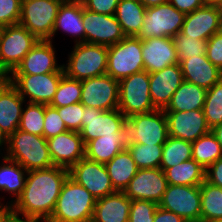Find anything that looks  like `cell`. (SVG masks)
I'll return each instance as SVG.
<instances>
[{"label":"cell","mask_w":222,"mask_h":222,"mask_svg":"<svg viewBox=\"0 0 222 222\" xmlns=\"http://www.w3.org/2000/svg\"><path fill=\"white\" fill-rule=\"evenodd\" d=\"M28 176V177H27ZM26 183L20 197L9 207V213L19 218L47 221L56 206L61 187L69 176V169L51 166L28 171Z\"/></svg>","instance_id":"cell-1"},{"label":"cell","mask_w":222,"mask_h":222,"mask_svg":"<svg viewBox=\"0 0 222 222\" xmlns=\"http://www.w3.org/2000/svg\"><path fill=\"white\" fill-rule=\"evenodd\" d=\"M96 198L69 176L64 181L55 209L46 222L92 221Z\"/></svg>","instance_id":"cell-2"},{"label":"cell","mask_w":222,"mask_h":222,"mask_svg":"<svg viewBox=\"0 0 222 222\" xmlns=\"http://www.w3.org/2000/svg\"><path fill=\"white\" fill-rule=\"evenodd\" d=\"M7 154L4 155L18 162L27 171L45 169L53 166L47 139L17 129L8 136Z\"/></svg>","instance_id":"cell-3"},{"label":"cell","mask_w":222,"mask_h":222,"mask_svg":"<svg viewBox=\"0 0 222 222\" xmlns=\"http://www.w3.org/2000/svg\"><path fill=\"white\" fill-rule=\"evenodd\" d=\"M69 56L68 63L63 64L64 74L75 80H84L106 74L108 47L105 45L76 43Z\"/></svg>","instance_id":"cell-4"},{"label":"cell","mask_w":222,"mask_h":222,"mask_svg":"<svg viewBox=\"0 0 222 222\" xmlns=\"http://www.w3.org/2000/svg\"><path fill=\"white\" fill-rule=\"evenodd\" d=\"M39 39L20 24L0 30V70L8 77Z\"/></svg>","instance_id":"cell-5"},{"label":"cell","mask_w":222,"mask_h":222,"mask_svg":"<svg viewBox=\"0 0 222 222\" xmlns=\"http://www.w3.org/2000/svg\"><path fill=\"white\" fill-rule=\"evenodd\" d=\"M144 71L142 40L126 36L120 42L108 46L106 74L120 81L134 73Z\"/></svg>","instance_id":"cell-6"},{"label":"cell","mask_w":222,"mask_h":222,"mask_svg":"<svg viewBox=\"0 0 222 222\" xmlns=\"http://www.w3.org/2000/svg\"><path fill=\"white\" fill-rule=\"evenodd\" d=\"M118 109L126 118L156 110L151 101L147 71L134 73L119 81Z\"/></svg>","instance_id":"cell-7"},{"label":"cell","mask_w":222,"mask_h":222,"mask_svg":"<svg viewBox=\"0 0 222 222\" xmlns=\"http://www.w3.org/2000/svg\"><path fill=\"white\" fill-rule=\"evenodd\" d=\"M64 0H22L19 24L39 40L52 39L57 12Z\"/></svg>","instance_id":"cell-8"},{"label":"cell","mask_w":222,"mask_h":222,"mask_svg":"<svg viewBox=\"0 0 222 222\" xmlns=\"http://www.w3.org/2000/svg\"><path fill=\"white\" fill-rule=\"evenodd\" d=\"M168 136V122L164 110L156 109L127 118V143L164 144Z\"/></svg>","instance_id":"cell-9"},{"label":"cell","mask_w":222,"mask_h":222,"mask_svg":"<svg viewBox=\"0 0 222 222\" xmlns=\"http://www.w3.org/2000/svg\"><path fill=\"white\" fill-rule=\"evenodd\" d=\"M186 14L167 2L146 8L143 25L137 35L141 40L158 37H174L181 31Z\"/></svg>","instance_id":"cell-10"},{"label":"cell","mask_w":222,"mask_h":222,"mask_svg":"<svg viewBox=\"0 0 222 222\" xmlns=\"http://www.w3.org/2000/svg\"><path fill=\"white\" fill-rule=\"evenodd\" d=\"M117 132H127V118L119 109L102 111L84 106L80 131L84 144Z\"/></svg>","instance_id":"cell-11"},{"label":"cell","mask_w":222,"mask_h":222,"mask_svg":"<svg viewBox=\"0 0 222 222\" xmlns=\"http://www.w3.org/2000/svg\"><path fill=\"white\" fill-rule=\"evenodd\" d=\"M200 186L168 184L158 206L179 215L187 222L200 221Z\"/></svg>","instance_id":"cell-12"},{"label":"cell","mask_w":222,"mask_h":222,"mask_svg":"<svg viewBox=\"0 0 222 222\" xmlns=\"http://www.w3.org/2000/svg\"><path fill=\"white\" fill-rule=\"evenodd\" d=\"M64 73L37 75H11L7 79L17 89L20 96L29 97L30 103L50 105Z\"/></svg>","instance_id":"cell-13"},{"label":"cell","mask_w":222,"mask_h":222,"mask_svg":"<svg viewBox=\"0 0 222 222\" xmlns=\"http://www.w3.org/2000/svg\"><path fill=\"white\" fill-rule=\"evenodd\" d=\"M83 106L102 111L118 109L119 81L107 74L81 81Z\"/></svg>","instance_id":"cell-14"},{"label":"cell","mask_w":222,"mask_h":222,"mask_svg":"<svg viewBox=\"0 0 222 222\" xmlns=\"http://www.w3.org/2000/svg\"><path fill=\"white\" fill-rule=\"evenodd\" d=\"M69 177L86 188L96 199L116 192L105 164L91 161L85 157L69 169Z\"/></svg>","instance_id":"cell-15"},{"label":"cell","mask_w":222,"mask_h":222,"mask_svg":"<svg viewBox=\"0 0 222 222\" xmlns=\"http://www.w3.org/2000/svg\"><path fill=\"white\" fill-rule=\"evenodd\" d=\"M85 43L111 46L126 37L114 15L99 14L83 6Z\"/></svg>","instance_id":"cell-16"},{"label":"cell","mask_w":222,"mask_h":222,"mask_svg":"<svg viewBox=\"0 0 222 222\" xmlns=\"http://www.w3.org/2000/svg\"><path fill=\"white\" fill-rule=\"evenodd\" d=\"M167 185L165 172L161 168L138 169L124 193L131 200H150L158 204Z\"/></svg>","instance_id":"cell-17"},{"label":"cell","mask_w":222,"mask_h":222,"mask_svg":"<svg viewBox=\"0 0 222 222\" xmlns=\"http://www.w3.org/2000/svg\"><path fill=\"white\" fill-rule=\"evenodd\" d=\"M47 145L54 166L70 169L85 157V144L80 132L67 130L47 139Z\"/></svg>","instance_id":"cell-18"},{"label":"cell","mask_w":222,"mask_h":222,"mask_svg":"<svg viewBox=\"0 0 222 222\" xmlns=\"http://www.w3.org/2000/svg\"><path fill=\"white\" fill-rule=\"evenodd\" d=\"M168 122V135L194 142L211 132L203 110L165 112Z\"/></svg>","instance_id":"cell-19"},{"label":"cell","mask_w":222,"mask_h":222,"mask_svg":"<svg viewBox=\"0 0 222 222\" xmlns=\"http://www.w3.org/2000/svg\"><path fill=\"white\" fill-rule=\"evenodd\" d=\"M55 58L52 40H39L11 75L64 73L63 66H58Z\"/></svg>","instance_id":"cell-20"},{"label":"cell","mask_w":222,"mask_h":222,"mask_svg":"<svg viewBox=\"0 0 222 222\" xmlns=\"http://www.w3.org/2000/svg\"><path fill=\"white\" fill-rule=\"evenodd\" d=\"M142 57L144 70L148 73L161 71L165 67L179 63L172 37L143 39Z\"/></svg>","instance_id":"cell-21"},{"label":"cell","mask_w":222,"mask_h":222,"mask_svg":"<svg viewBox=\"0 0 222 222\" xmlns=\"http://www.w3.org/2000/svg\"><path fill=\"white\" fill-rule=\"evenodd\" d=\"M149 80L151 101L156 109L161 110L167 107L172 95L184 81L179 63L149 73Z\"/></svg>","instance_id":"cell-22"},{"label":"cell","mask_w":222,"mask_h":222,"mask_svg":"<svg viewBox=\"0 0 222 222\" xmlns=\"http://www.w3.org/2000/svg\"><path fill=\"white\" fill-rule=\"evenodd\" d=\"M219 7L203 6L185 16L181 33L186 37L209 40L221 27Z\"/></svg>","instance_id":"cell-23"},{"label":"cell","mask_w":222,"mask_h":222,"mask_svg":"<svg viewBox=\"0 0 222 222\" xmlns=\"http://www.w3.org/2000/svg\"><path fill=\"white\" fill-rule=\"evenodd\" d=\"M24 101L8 79L0 85V127L7 136L19 128Z\"/></svg>","instance_id":"cell-24"},{"label":"cell","mask_w":222,"mask_h":222,"mask_svg":"<svg viewBox=\"0 0 222 222\" xmlns=\"http://www.w3.org/2000/svg\"><path fill=\"white\" fill-rule=\"evenodd\" d=\"M183 80L210 89L222 80V71L213 65L207 55L179 60Z\"/></svg>","instance_id":"cell-25"},{"label":"cell","mask_w":222,"mask_h":222,"mask_svg":"<svg viewBox=\"0 0 222 222\" xmlns=\"http://www.w3.org/2000/svg\"><path fill=\"white\" fill-rule=\"evenodd\" d=\"M132 200L116 191L96 200L92 222H128Z\"/></svg>","instance_id":"cell-26"},{"label":"cell","mask_w":222,"mask_h":222,"mask_svg":"<svg viewBox=\"0 0 222 222\" xmlns=\"http://www.w3.org/2000/svg\"><path fill=\"white\" fill-rule=\"evenodd\" d=\"M127 132L97 137L85 144V158L101 164L108 163L127 146Z\"/></svg>","instance_id":"cell-27"},{"label":"cell","mask_w":222,"mask_h":222,"mask_svg":"<svg viewBox=\"0 0 222 222\" xmlns=\"http://www.w3.org/2000/svg\"><path fill=\"white\" fill-rule=\"evenodd\" d=\"M61 28L64 32L75 35L76 43H85V29L83 26L82 1H63L60 5L52 32V37Z\"/></svg>","instance_id":"cell-28"},{"label":"cell","mask_w":222,"mask_h":222,"mask_svg":"<svg viewBox=\"0 0 222 222\" xmlns=\"http://www.w3.org/2000/svg\"><path fill=\"white\" fill-rule=\"evenodd\" d=\"M207 89L183 81L174 92L164 112L203 110Z\"/></svg>","instance_id":"cell-29"},{"label":"cell","mask_w":222,"mask_h":222,"mask_svg":"<svg viewBox=\"0 0 222 222\" xmlns=\"http://www.w3.org/2000/svg\"><path fill=\"white\" fill-rule=\"evenodd\" d=\"M115 191L124 192L138 167L127 148L119 152L105 164Z\"/></svg>","instance_id":"cell-30"},{"label":"cell","mask_w":222,"mask_h":222,"mask_svg":"<svg viewBox=\"0 0 222 222\" xmlns=\"http://www.w3.org/2000/svg\"><path fill=\"white\" fill-rule=\"evenodd\" d=\"M145 14L146 7L139 0H119L114 16L126 36H137Z\"/></svg>","instance_id":"cell-31"},{"label":"cell","mask_w":222,"mask_h":222,"mask_svg":"<svg viewBox=\"0 0 222 222\" xmlns=\"http://www.w3.org/2000/svg\"><path fill=\"white\" fill-rule=\"evenodd\" d=\"M205 171L194 159H189L164 172L168 184L200 186L205 181Z\"/></svg>","instance_id":"cell-32"},{"label":"cell","mask_w":222,"mask_h":222,"mask_svg":"<svg viewBox=\"0 0 222 222\" xmlns=\"http://www.w3.org/2000/svg\"><path fill=\"white\" fill-rule=\"evenodd\" d=\"M2 158L7 164L3 165L2 163L0 166V189L17 196L14 200L15 202L23 192L26 183L25 174H28V171L18 162L9 159L6 156H3Z\"/></svg>","instance_id":"cell-33"},{"label":"cell","mask_w":222,"mask_h":222,"mask_svg":"<svg viewBox=\"0 0 222 222\" xmlns=\"http://www.w3.org/2000/svg\"><path fill=\"white\" fill-rule=\"evenodd\" d=\"M201 215L200 221L213 222L222 219V188L204 181L200 185Z\"/></svg>","instance_id":"cell-34"},{"label":"cell","mask_w":222,"mask_h":222,"mask_svg":"<svg viewBox=\"0 0 222 222\" xmlns=\"http://www.w3.org/2000/svg\"><path fill=\"white\" fill-rule=\"evenodd\" d=\"M222 158V147L212 132L192 142V159L204 169Z\"/></svg>","instance_id":"cell-35"},{"label":"cell","mask_w":222,"mask_h":222,"mask_svg":"<svg viewBox=\"0 0 222 222\" xmlns=\"http://www.w3.org/2000/svg\"><path fill=\"white\" fill-rule=\"evenodd\" d=\"M189 159H192V143L168 136L163 144L160 168L165 171Z\"/></svg>","instance_id":"cell-36"},{"label":"cell","mask_w":222,"mask_h":222,"mask_svg":"<svg viewBox=\"0 0 222 222\" xmlns=\"http://www.w3.org/2000/svg\"><path fill=\"white\" fill-rule=\"evenodd\" d=\"M126 148L129 150L138 169L160 168L163 144L127 143Z\"/></svg>","instance_id":"cell-37"},{"label":"cell","mask_w":222,"mask_h":222,"mask_svg":"<svg viewBox=\"0 0 222 222\" xmlns=\"http://www.w3.org/2000/svg\"><path fill=\"white\" fill-rule=\"evenodd\" d=\"M82 85L80 80H75L64 75L57 87L50 106L59 108L81 102Z\"/></svg>","instance_id":"cell-38"},{"label":"cell","mask_w":222,"mask_h":222,"mask_svg":"<svg viewBox=\"0 0 222 222\" xmlns=\"http://www.w3.org/2000/svg\"><path fill=\"white\" fill-rule=\"evenodd\" d=\"M45 105L28 103L23 109L19 130L38 136H43Z\"/></svg>","instance_id":"cell-39"},{"label":"cell","mask_w":222,"mask_h":222,"mask_svg":"<svg viewBox=\"0 0 222 222\" xmlns=\"http://www.w3.org/2000/svg\"><path fill=\"white\" fill-rule=\"evenodd\" d=\"M203 112L210 129L222 123V80L207 89Z\"/></svg>","instance_id":"cell-40"},{"label":"cell","mask_w":222,"mask_h":222,"mask_svg":"<svg viewBox=\"0 0 222 222\" xmlns=\"http://www.w3.org/2000/svg\"><path fill=\"white\" fill-rule=\"evenodd\" d=\"M173 40L179 60L206 55L207 40L186 37L181 32L177 33Z\"/></svg>","instance_id":"cell-41"},{"label":"cell","mask_w":222,"mask_h":222,"mask_svg":"<svg viewBox=\"0 0 222 222\" xmlns=\"http://www.w3.org/2000/svg\"><path fill=\"white\" fill-rule=\"evenodd\" d=\"M157 208L150 200H132L128 222H153Z\"/></svg>","instance_id":"cell-42"},{"label":"cell","mask_w":222,"mask_h":222,"mask_svg":"<svg viewBox=\"0 0 222 222\" xmlns=\"http://www.w3.org/2000/svg\"><path fill=\"white\" fill-rule=\"evenodd\" d=\"M65 131H67V128L58 110L50 105H45L43 136L50 139Z\"/></svg>","instance_id":"cell-43"},{"label":"cell","mask_w":222,"mask_h":222,"mask_svg":"<svg viewBox=\"0 0 222 222\" xmlns=\"http://www.w3.org/2000/svg\"><path fill=\"white\" fill-rule=\"evenodd\" d=\"M62 118L67 130L81 131V121L83 116L84 106L82 103H74L69 106L56 108Z\"/></svg>","instance_id":"cell-44"},{"label":"cell","mask_w":222,"mask_h":222,"mask_svg":"<svg viewBox=\"0 0 222 222\" xmlns=\"http://www.w3.org/2000/svg\"><path fill=\"white\" fill-rule=\"evenodd\" d=\"M22 0H0V27L19 24Z\"/></svg>","instance_id":"cell-45"},{"label":"cell","mask_w":222,"mask_h":222,"mask_svg":"<svg viewBox=\"0 0 222 222\" xmlns=\"http://www.w3.org/2000/svg\"><path fill=\"white\" fill-rule=\"evenodd\" d=\"M206 51L208 60L222 71V34L220 32L207 40Z\"/></svg>","instance_id":"cell-46"},{"label":"cell","mask_w":222,"mask_h":222,"mask_svg":"<svg viewBox=\"0 0 222 222\" xmlns=\"http://www.w3.org/2000/svg\"><path fill=\"white\" fill-rule=\"evenodd\" d=\"M119 0H82L84 8L99 14L114 15Z\"/></svg>","instance_id":"cell-47"},{"label":"cell","mask_w":222,"mask_h":222,"mask_svg":"<svg viewBox=\"0 0 222 222\" xmlns=\"http://www.w3.org/2000/svg\"><path fill=\"white\" fill-rule=\"evenodd\" d=\"M205 181L222 188V158L210 165L205 171Z\"/></svg>","instance_id":"cell-48"},{"label":"cell","mask_w":222,"mask_h":222,"mask_svg":"<svg viewBox=\"0 0 222 222\" xmlns=\"http://www.w3.org/2000/svg\"><path fill=\"white\" fill-rule=\"evenodd\" d=\"M168 2L184 14L192 13L204 6L203 0H168Z\"/></svg>","instance_id":"cell-49"},{"label":"cell","mask_w":222,"mask_h":222,"mask_svg":"<svg viewBox=\"0 0 222 222\" xmlns=\"http://www.w3.org/2000/svg\"><path fill=\"white\" fill-rule=\"evenodd\" d=\"M153 222H187L179 215H176L173 212L164 210L158 206Z\"/></svg>","instance_id":"cell-50"},{"label":"cell","mask_w":222,"mask_h":222,"mask_svg":"<svg viewBox=\"0 0 222 222\" xmlns=\"http://www.w3.org/2000/svg\"><path fill=\"white\" fill-rule=\"evenodd\" d=\"M3 222H45L43 220H35V219H21L9 214Z\"/></svg>","instance_id":"cell-51"},{"label":"cell","mask_w":222,"mask_h":222,"mask_svg":"<svg viewBox=\"0 0 222 222\" xmlns=\"http://www.w3.org/2000/svg\"><path fill=\"white\" fill-rule=\"evenodd\" d=\"M212 134L216 137V140L220 143L222 147V123L216 125L211 129Z\"/></svg>","instance_id":"cell-52"},{"label":"cell","mask_w":222,"mask_h":222,"mask_svg":"<svg viewBox=\"0 0 222 222\" xmlns=\"http://www.w3.org/2000/svg\"><path fill=\"white\" fill-rule=\"evenodd\" d=\"M146 8L158 6L167 3L168 0H139Z\"/></svg>","instance_id":"cell-53"},{"label":"cell","mask_w":222,"mask_h":222,"mask_svg":"<svg viewBox=\"0 0 222 222\" xmlns=\"http://www.w3.org/2000/svg\"><path fill=\"white\" fill-rule=\"evenodd\" d=\"M204 6L220 7L222 0H203Z\"/></svg>","instance_id":"cell-54"},{"label":"cell","mask_w":222,"mask_h":222,"mask_svg":"<svg viewBox=\"0 0 222 222\" xmlns=\"http://www.w3.org/2000/svg\"><path fill=\"white\" fill-rule=\"evenodd\" d=\"M8 136L4 133V131L0 127V147L5 143L7 144Z\"/></svg>","instance_id":"cell-55"},{"label":"cell","mask_w":222,"mask_h":222,"mask_svg":"<svg viewBox=\"0 0 222 222\" xmlns=\"http://www.w3.org/2000/svg\"><path fill=\"white\" fill-rule=\"evenodd\" d=\"M9 207L7 205L3 206L0 203V215H9Z\"/></svg>","instance_id":"cell-56"},{"label":"cell","mask_w":222,"mask_h":222,"mask_svg":"<svg viewBox=\"0 0 222 222\" xmlns=\"http://www.w3.org/2000/svg\"><path fill=\"white\" fill-rule=\"evenodd\" d=\"M7 79V76L0 70V85Z\"/></svg>","instance_id":"cell-57"},{"label":"cell","mask_w":222,"mask_h":222,"mask_svg":"<svg viewBox=\"0 0 222 222\" xmlns=\"http://www.w3.org/2000/svg\"><path fill=\"white\" fill-rule=\"evenodd\" d=\"M8 215H0V222H3Z\"/></svg>","instance_id":"cell-58"},{"label":"cell","mask_w":222,"mask_h":222,"mask_svg":"<svg viewBox=\"0 0 222 222\" xmlns=\"http://www.w3.org/2000/svg\"><path fill=\"white\" fill-rule=\"evenodd\" d=\"M221 12V21H222V5L219 7Z\"/></svg>","instance_id":"cell-59"},{"label":"cell","mask_w":222,"mask_h":222,"mask_svg":"<svg viewBox=\"0 0 222 222\" xmlns=\"http://www.w3.org/2000/svg\"><path fill=\"white\" fill-rule=\"evenodd\" d=\"M213 222H222V219L215 220Z\"/></svg>","instance_id":"cell-60"},{"label":"cell","mask_w":222,"mask_h":222,"mask_svg":"<svg viewBox=\"0 0 222 222\" xmlns=\"http://www.w3.org/2000/svg\"><path fill=\"white\" fill-rule=\"evenodd\" d=\"M219 32L222 34V23H221V27H220Z\"/></svg>","instance_id":"cell-61"},{"label":"cell","mask_w":222,"mask_h":222,"mask_svg":"<svg viewBox=\"0 0 222 222\" xmlns=\"http://www.w3.org/2000/svg\"><path fill=\"white\" fill-rule=\"evenodd\" d=\"M64 1H82V0H64Z\"/></svg>","instance_id":"cell-62"}]
</instances>
